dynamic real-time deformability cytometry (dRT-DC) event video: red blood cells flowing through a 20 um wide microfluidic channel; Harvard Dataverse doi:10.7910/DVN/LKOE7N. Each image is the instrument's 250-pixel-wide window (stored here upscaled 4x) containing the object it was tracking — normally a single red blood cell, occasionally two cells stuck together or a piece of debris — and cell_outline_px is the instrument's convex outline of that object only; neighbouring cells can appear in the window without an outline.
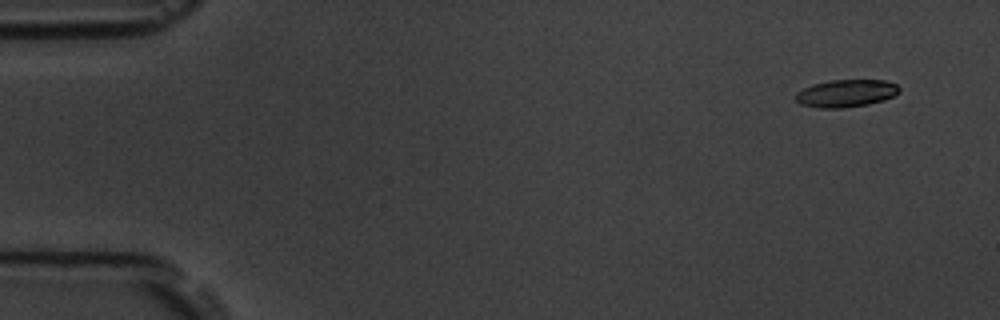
{"species": "common noctule bat (a hibernating species)", "species_latin": "Nyctalus noctula", "temperature_condition": "room temperature", "stored_images_in_passage": 52, "camera_frame_rate_fps": 3000, "um_per_image_px": 0.085, "animal": {"sex": "male", "body_mass_g": 19.5, "forearm_length_mm": 54.6}, "frame": {"image": 1, "passage_image": 1, "time_ms": 0.0, "image_size_px": [1000, 320], "cell_outline_px": [[900, 92], [896, 96], [884, 100], [868, 104], [844, 108], [820, 108], [800, 104], [796, 100], [796, 92], [812, 84], [828, 80], [884, 80], [896, 84], [900, 88]], "centroid_in_image_um": [71.94, 7.93], "position_along_channel_um": 13.1, "area_um2": 16.76}}
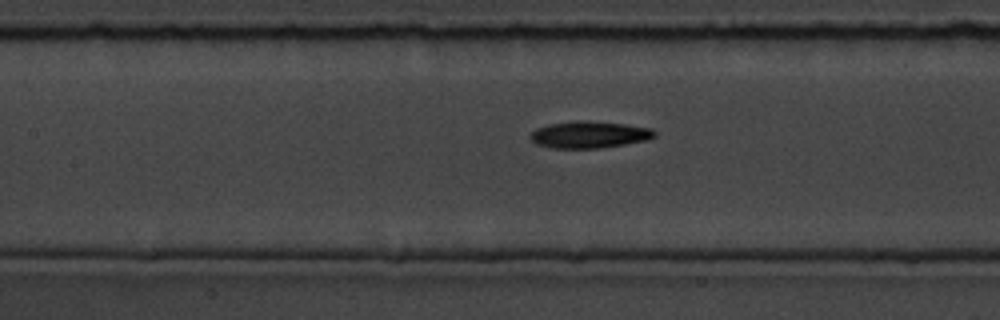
{"frame": {"image": 2, "passage_image": 22, "time_ms": 7.0, "image_size_px": [1000, 320], "cell_outline_px": [[656, 136], [648, 140], [600, 148], [552, 148], [536, 144], [532, 140], [532, 132], [536, 128], [548, 124], [584, 120], [624, 124], [652, 128], [656, 132]], "centroid_in_image_um": [50.12, 11.44], "position_along_channel_um": 157.3, "area_um2": 19.31}}
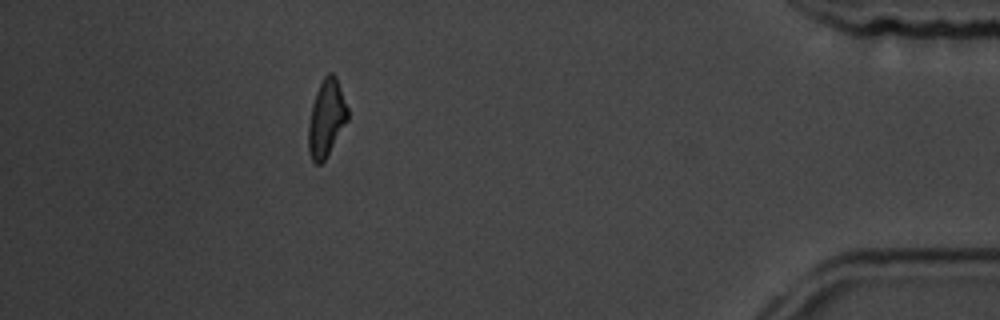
{"frame": {"image": 3, "passage_image": 46, "time_ms": 15.0, "image_size_px": [1000, 320], "cell_outline_px": [[348, 120], [324, 160], [320, 164], [316, 164], [312, 160], [308, 148], [308, 124], [312, 104], [316, 92], [324, 76], [328, 72], [332, 72], [336, 76], [348, 108]], "centroid_in_image_um": [27.74, 10.02], "position_along_channel_um": 407.5, "area_um2": 17.51}, "authors_computed_cell_mechanics": {"area_um2": 18.0336, "velocity_mm_per_s": 3.7827, "shape_relaxation_time_tau1_ms": 3.8433, "shape_relaxation_time_tau2_ms": null, "deformation_change_tau1": 0.1419, "deformation_change_tau2": null}}